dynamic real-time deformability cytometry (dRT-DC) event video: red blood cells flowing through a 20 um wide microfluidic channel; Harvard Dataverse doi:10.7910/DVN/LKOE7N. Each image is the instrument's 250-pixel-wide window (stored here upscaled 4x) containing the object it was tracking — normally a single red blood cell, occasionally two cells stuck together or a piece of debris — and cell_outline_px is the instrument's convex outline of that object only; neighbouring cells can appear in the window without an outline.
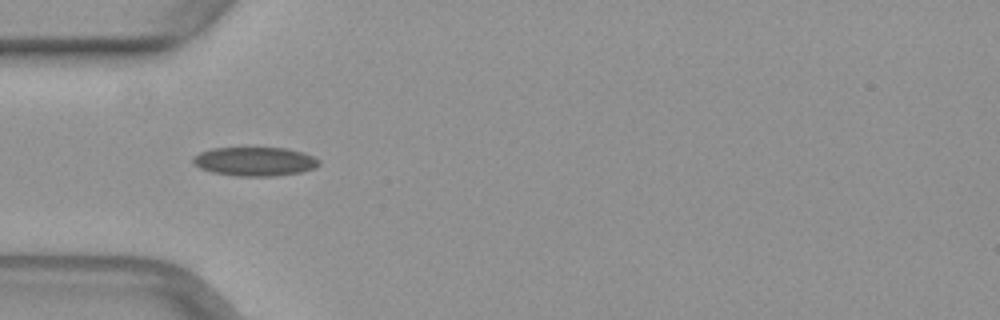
{"species": "common noctule bat (a hibernating species)", "species_latin": "Nyctalus noctula", "temperature_condition": "warm", "stored_images_in_passage": 35, "camera_frame_rate_fps": 3000, "um_per_image_px": 0.085, "animal": {"sex": "female", "body_mass_g": 29.2, "forearm_length_mm": 56.3}, "frame": {"image": 1, "passage_image": 1, "time_ms": 0.0, "image_size_px": [1000, 320], "cell_outline_px": [[320, 164], [316, 168], [300, 172], [276, 176], [236, 176], [212, 172], [200, 168], [192, 164], [192, 156], [200, 152], [212, 148], [284, 148], [304, 152], [320, 160]], "centroid_in_image_um": [21.65, 13.73], "position_along_channel_um": 63.4, "area_um2": 21.39}}
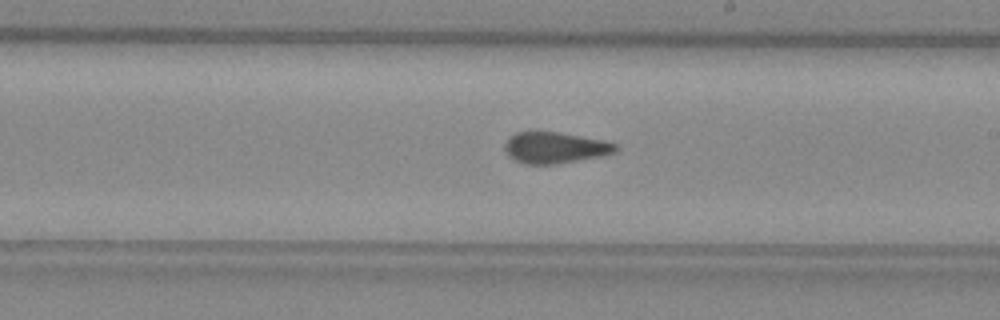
{"frame": {"image": 2, "passage_image": 14, "time_ms": 4.333, "image_size_px": [1000, 320], "cell_outline_px": [[620, 148], [616, 152], [604, 156], [556, 164], [524, 164], [516, 160], [504, 148], [504, 144], [516, 132], [560, 132], [604, 140], [616, 144]], "centroid_in_image_um": [47.26, 12.55], "position_along_channel_um": 241.7, "area_um2": 20.11}}
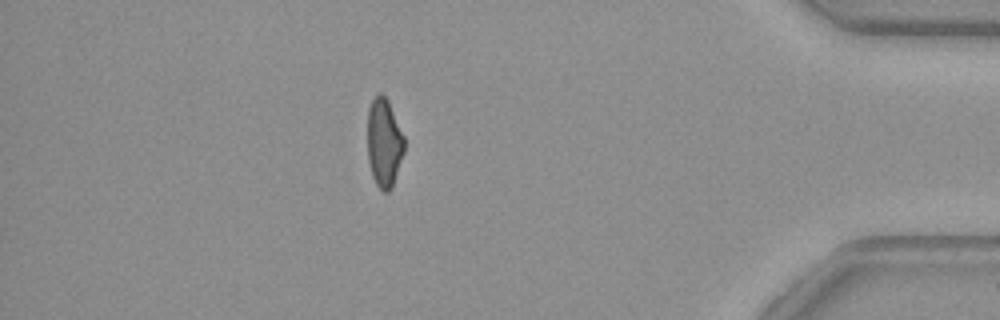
{"frame": {"image": 3, "passage_image": 29, "time_ms": 9.333, "image_size_px": [1000, 320], "cell_outline_px": [[404, 152], [392, 188], [388, 192], [384, 192], [376, 184], [372, 176], [368, 160], [368, 108], [372, 100], [380, 92], [388, 100], [404, 136]], "centroid_in_image_um": [32.65, 12.15], "position_along_channel_um": 402.6, "area_um2": 18.96}}